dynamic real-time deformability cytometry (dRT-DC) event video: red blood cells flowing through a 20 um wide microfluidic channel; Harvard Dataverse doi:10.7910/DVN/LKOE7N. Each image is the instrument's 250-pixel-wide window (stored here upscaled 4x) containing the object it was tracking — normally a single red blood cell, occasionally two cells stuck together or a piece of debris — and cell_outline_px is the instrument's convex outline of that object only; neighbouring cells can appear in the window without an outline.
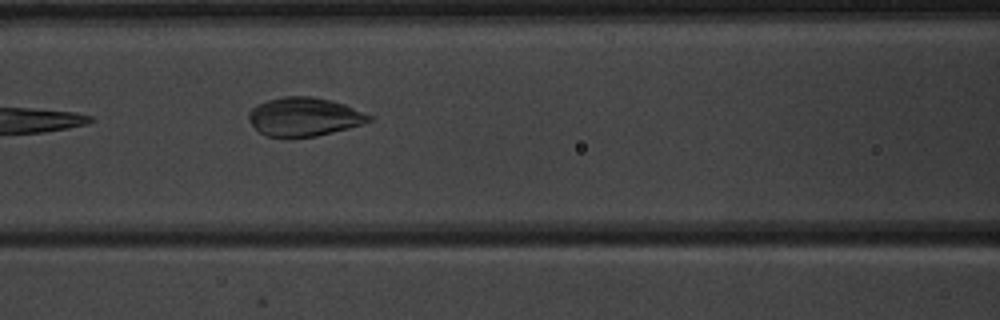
{"species": "common noctule bat (a hibernating species)", "species_latin": "Nyctalus noctula", "temperature_condition": "warm", "stored_images_in_passage": 5, "camera_frame_rate_fps": 3000, "um_per_image_px": 0.085, "animal": {"sex": "male", "body_mass_g": 20.1, "forearm_length_mm": 53.5}, "frame": {"image": 1, "passage_image": 5, "time_ms": 4.667, "image_size_px": [1000, 320], "cell_outline_px": [[376, 116], [372, 120], [364, 124], [316, 136], [292, 140], [268, 136], [260, 132], [248, 120], [248, 112], [256, 104], [268, 100], [284, 96], [312, 96], [332, 100], [344, 104]], "centroid_in_image_um": [25.87, 9.95], "position_along_channel_um": 140.7, "area_um2": 27.8}}